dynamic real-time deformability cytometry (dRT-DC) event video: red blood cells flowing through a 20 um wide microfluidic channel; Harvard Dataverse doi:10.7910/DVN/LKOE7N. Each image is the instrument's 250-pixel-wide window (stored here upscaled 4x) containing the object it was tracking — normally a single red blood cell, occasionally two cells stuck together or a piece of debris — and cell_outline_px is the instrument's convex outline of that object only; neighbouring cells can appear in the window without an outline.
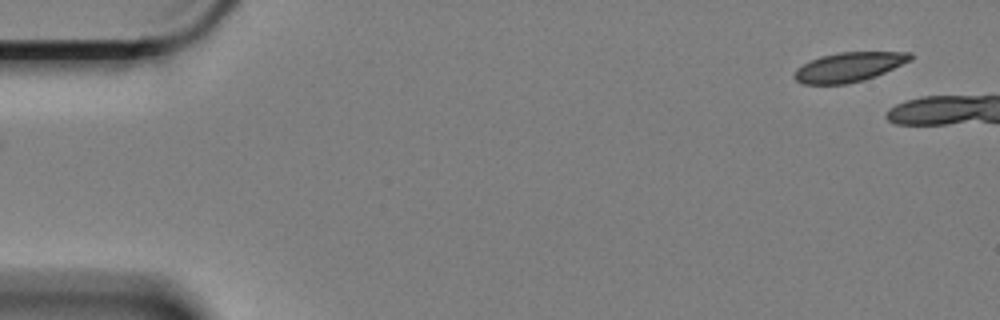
{"species": "Egyptian fruit bat (a non-hibernating species)", "species_latin": "Rousettus aegyptiacus", "temperature_condition": "cold", "stored_images_in_passage": 14, "camera_frame_rate_fps": 3000, "um_per_image_px": 0.085, "animal": {"sex": "female"}, "frame": {"image": 1, "passage_image": 1, "time_ms": 0.0, "image_size_px": [1000, 320], "cell_outline_px": [[912, 60], [876, 76], [864, 80], [848, 84], [804, 84], [796, 80], [792, 76], [796, 68], [820, 56], [840, 52], [912, 52]], "centroid_in_image_um": [72.16, 5.7], "position_along_channel_um": 12.8, "area_um2": 19.94}}
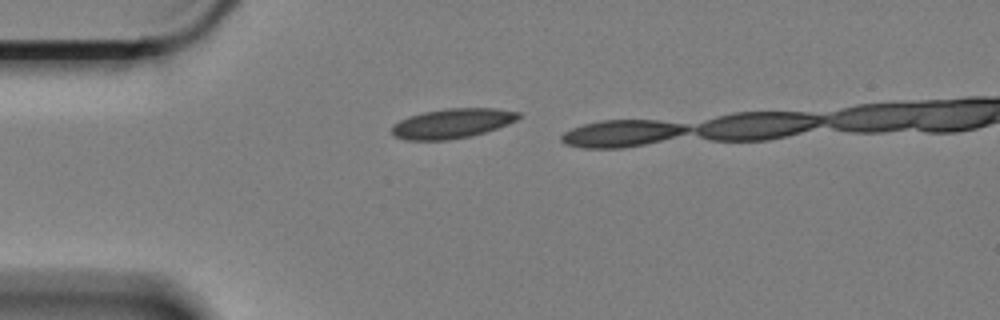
{"frame": {"image": 2, "passage_image": 13, "time_ms": 4.0, "image_size_px": [1000, 320], "cell_outline_px": [[520, 116], [516, 120], [508, 124], [472, 136], [448, 140], [404, 140], [396, 136], [392, 132], [392, 124], [408, 116], [424, 112], [444, 108], [496, 108], [520, 112]], "centroid_in_image_um": [38.43, 10.48], "position_along_channel_um": 46.6, "area_um2": 21.96}}